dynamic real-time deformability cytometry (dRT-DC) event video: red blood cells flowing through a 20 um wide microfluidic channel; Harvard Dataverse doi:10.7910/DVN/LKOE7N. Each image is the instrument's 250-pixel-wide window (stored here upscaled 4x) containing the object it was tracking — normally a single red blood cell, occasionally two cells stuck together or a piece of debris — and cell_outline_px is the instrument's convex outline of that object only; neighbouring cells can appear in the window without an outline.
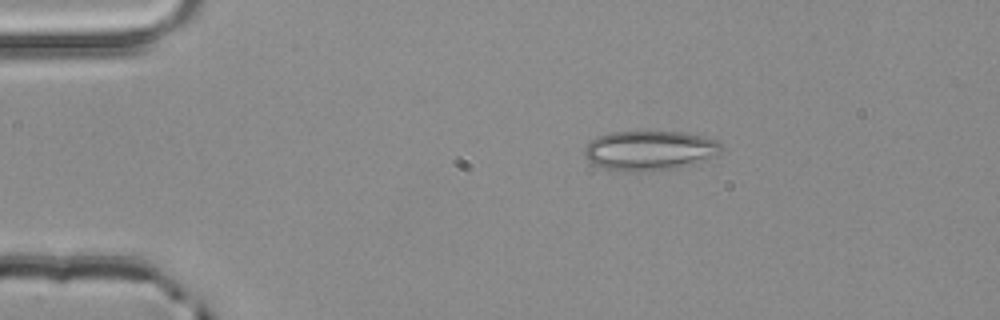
{"species": "common noctule bat (a hibernating species)", "species_latin": "Nyctalus noctula", "temperature_condition": "room temperature", "stored_images_in_passage": 2, "camera_frame_rate_fps": 3000, "um_per_image_px": 0.085, "animal": {"sex": "male", "body_mass_g": 20.4}, "frame": {"image": 1, "passage_image": 1, "time_ms": 0.0, "image_size_px": [1000, 320], "cell_outline_px": [[724, 148], [720, 152], [696, 164], [680, 168], [640, 172], [624, 172], [604, 168], [592, 164], [588, 160], [584, 152], [584, 148], [596, 136], [608, 132], [680, 132], [700, 136], [716, 140]], "centroid_in_image_um": [55.2, 12.81], "position_along_channel_um": 29.8, "area_um2": 31.85}}